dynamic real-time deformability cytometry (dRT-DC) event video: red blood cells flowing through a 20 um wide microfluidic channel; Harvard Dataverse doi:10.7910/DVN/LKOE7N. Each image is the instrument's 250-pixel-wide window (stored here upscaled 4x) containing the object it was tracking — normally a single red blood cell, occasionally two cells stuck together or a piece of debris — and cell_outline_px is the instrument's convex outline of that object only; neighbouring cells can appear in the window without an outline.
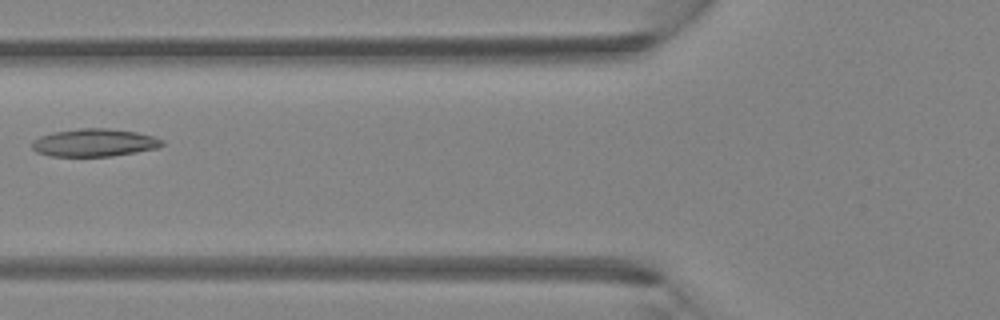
{"species": "Egyptian fruit bat (a non-hibernating species)", "species_latin": "Rousettus aegyptiacus", "temperature_condition": "room temperature", "stored_images_in_passage": 5, "camera_frame_rate_fps": 3000, "um_per_image_px": 0.085, "animal": {"sex": "female"}, "frame": {"image": 1, "passage_image": 5, "time_ms": 1.333, "image_size_px": [1000, 320], "cell_outline_px": [[164, 144], [156, 148], [136, 152], [112, 156], [52, 156], [36, 152], [32, 148], [32, 140], [40, 136], [52, 132], [80, 128], [108, 128], [136, 132], [152, 136], [164, 140]], "centroid_in_image_um": [7.99, 12.12], "position_along_channel_um": 117.8, "area_um2": 21.04}}